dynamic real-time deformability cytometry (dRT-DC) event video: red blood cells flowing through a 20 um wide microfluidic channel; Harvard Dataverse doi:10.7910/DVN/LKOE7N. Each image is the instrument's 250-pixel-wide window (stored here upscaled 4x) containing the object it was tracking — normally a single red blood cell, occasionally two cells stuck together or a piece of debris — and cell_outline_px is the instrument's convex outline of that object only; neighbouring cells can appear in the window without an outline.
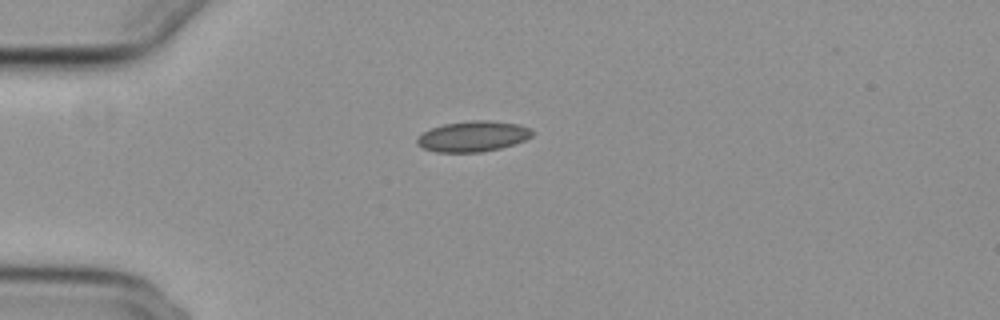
{"species": "common noctule bat (a hibernating species)", "species_latin": "Nyctalus noctula", "temperature_condition": "cold", "stored_images_in_passage": 42, "camera_frame_rate_fps": 3000, "um_per_image_px": 0.085, "animal": {"sex": "female", "body_mass_g": 29.2, "forearm_length_mm": 56.3}, "frame": {"image": 1, "passage_image": 1, "time_ms": 0.0, "image_size_px": [1000, 320], "cell_outline_px": [[532, 136], [524, 140], [500, 148], [480, 152], [436, 152], [424, 148], [416, 144], [416, 140], [424, 132], [432, 128], [444, 124], [472, 120], [492, 120], [520, 124], [532, 128]], "centroid_in_image_um": [40.22, 11.58], "position_along_channel_um": 44.8, "area_um2": 20.46}}
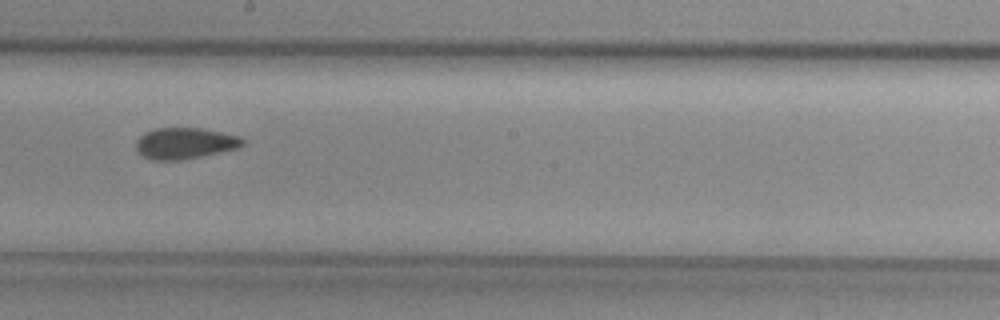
{"frame": {"image": 2, "passage_image": 18, "time_ms": 5.667, "image_size_px": [1000, 320], "cell_outline_px": [[244, 144], [236, 148], [220, 152], [180, 160], [152, 160], [144, 156], [136, 148], [136, 140], [144, 132], [156, 128], [200, 128], [240, 136], [244, 140]], "centroid_in_image_um": [15.69, 12.17], "position_along_channel_um": 232.5, "area_um2": 19.19}}
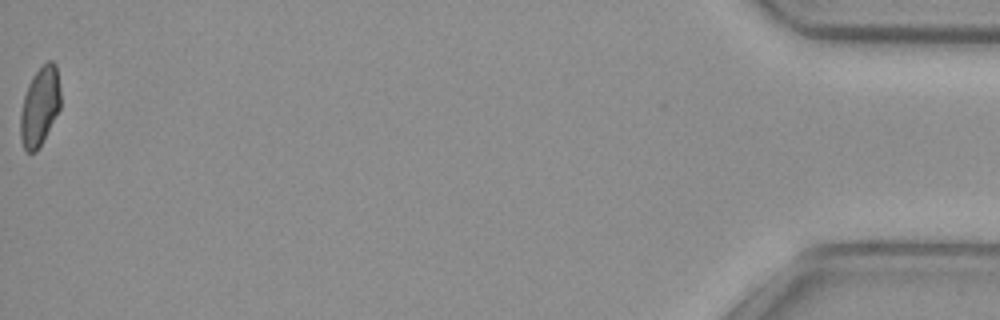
{"frame": {"image": 3, "passage_image": 42, "time_ms": 13.667, "image_size_px": [1000, 320], "cell_outline_px": [[60, 108], [36, 152], [28, 152], [24, 148], [20, 140], [20, 116], [24, 96], [28, 84], [32, 76], [48, 60], [52, 60], [56, 64], [60, 88]], "centroid_in_image_um": [3.37, 9.02], "position_along_channel_um": 431.8, "area_um2": 18.26}, "authors_computed_cell_mechanics": {"area_um2": 19.3919, "velocity_mm_per_s": 3.7457, "shape_relaxation_time_tau1_ms": null, "shape_relaxation_time_tau2_ms": 1.8911, "deformation_change_tau1": null, "deformation_change_tau2": 0.0566}}